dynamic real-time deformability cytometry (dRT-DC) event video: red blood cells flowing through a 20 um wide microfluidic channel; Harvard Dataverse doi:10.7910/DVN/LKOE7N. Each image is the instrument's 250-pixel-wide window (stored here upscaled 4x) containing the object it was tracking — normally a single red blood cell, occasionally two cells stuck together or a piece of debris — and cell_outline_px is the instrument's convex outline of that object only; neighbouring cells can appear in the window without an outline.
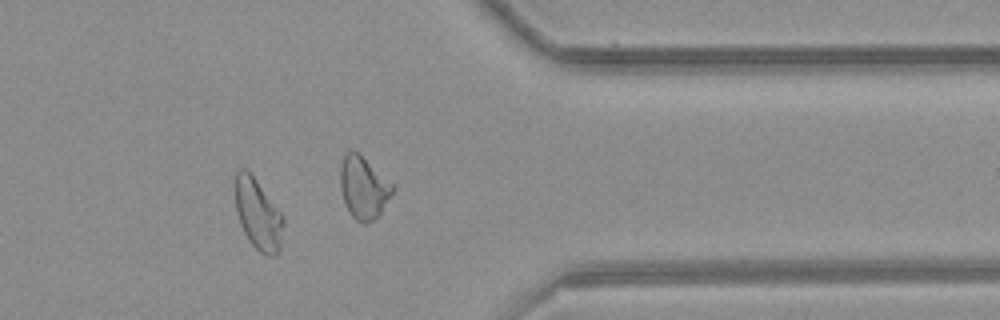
{"species": "common noctule bat (a hibernating species)", "species_latin": "Nyctalus noctula", "temperature_condition": "room temperature", "stored_images_in_passage": 37, "camera_frame_rate_fps": 3000, "um_per_image_px": 0.085, "animal": {"sex": "female", "body_mass_g": 21.9}, "frame": {"image": 1, "passage_image": 27, "time_ms": 8.667, "image_size_px": [1000, 320], "cell_outline_px": [[284, 220], [280, 252], [276, 256], [268, 256], [260, 252], [248, 240], [240, 224], [236, 212], [232, 184], [236, 168], [248, 168], [284, 216]], "centroid_in_image_um": [21.89, 18.14], "position_along_channel_um": 389.5, "area_um2": 20.81}, "authors_computed_cell_mechanics": {"area_um2": 19.3052, "velocity_mm_per_s": 3.9452, "shape_relaxation_time_tau1_ms": null, "shape_relaxation_time_tau2_ms": 1.7271, "deformation_change_tau1": null, "deformation_change_tau2": 0.0617}}